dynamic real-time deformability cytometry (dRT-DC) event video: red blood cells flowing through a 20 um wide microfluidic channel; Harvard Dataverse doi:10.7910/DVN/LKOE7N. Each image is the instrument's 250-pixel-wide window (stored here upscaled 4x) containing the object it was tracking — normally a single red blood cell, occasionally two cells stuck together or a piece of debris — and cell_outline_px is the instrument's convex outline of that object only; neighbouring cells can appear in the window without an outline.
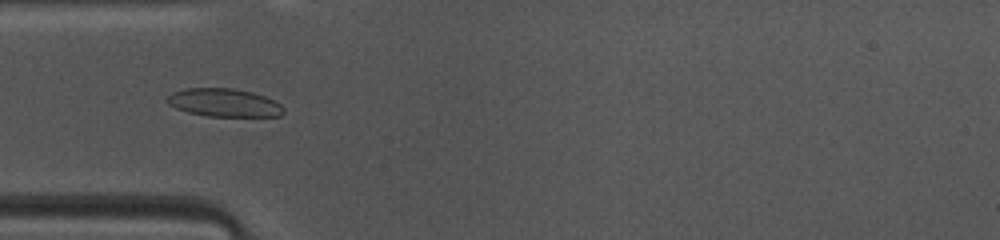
{"species": "common noctule bat (a hibernating species)", "species_latin": "Nyctalus noctula", "temperature_condition": "warm", "stored_images_in_passage": 47, "camera_frame_rate_fps": 3000, "um_per_image_px": 0.085, "animal": {"sex": "female", "body_mass_g": 10.0, "forearm_length_mm": 53.1}, "frame": {"image": 1, "passage_image": 13, "time_ms": 4.0, "image_size_px": [1000, 240], "cell_outline_px": [[284, 112], [280, 116], [208, 116], [188, 112], [176, 108], [168, 104], [168, 96], [172, 92], [184, 88], [232, 88], [252, 92], [264, 96], [280, 104], [284, 108]], "centroid_in_image_um": [19.04, 8.72], "position_along_channel_um": 66.0, "area_um2": 18.96}}
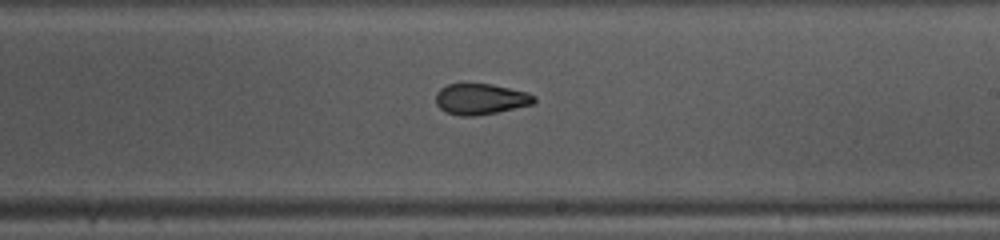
{"frame": {"image": 2, "passage_image": 26, "time_ms": 8.333, "image_size_px": [1000, 240], "cell_outline_px": [[536, 100], [532, 104], [496, 112], [476, 116], [460, 116], [444, 112], [436, 104], [436, 92], [440, 88], [448, 84], [492, 84], [528, 92], [536, 96]], "centroid_in_image_um": [40.83, 8.42], "position_along_channel_um": 248.2, "area_um2": 17.74}}
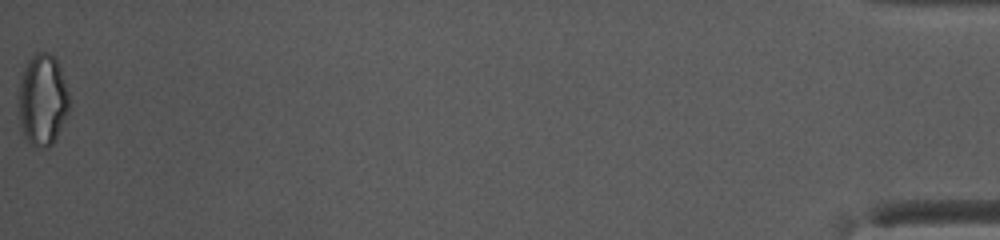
{"frame": {"image": 3, "passage_image": 47, "time_ms": 15.333, "image_size_px": [1000, 240], "cell_outline_px": [[68, 112], [52, 144], [48, 148], [36, 148], [24, 136], [20, 120], [16, 96], [20, 72], [28, 60], [36, 52], [48, 52], [56, 60], [60, 68], [68, 92]], "centroid_in_image_um": [3.56, 8.47], "position_along_channel_um": 431.6, "area_um2": 27.28}, "authors_computed_cell_mechanics": {"area_um2": 18.5538, "velocity_mm_per_s": 4.1695, "shape_relaxation_time_tau1_ms": null, "shape_relaxation_time_tau2_ms": 2.5267, "deformation_change_tau1": null, "deformation_change_tau2": 0.0823}}